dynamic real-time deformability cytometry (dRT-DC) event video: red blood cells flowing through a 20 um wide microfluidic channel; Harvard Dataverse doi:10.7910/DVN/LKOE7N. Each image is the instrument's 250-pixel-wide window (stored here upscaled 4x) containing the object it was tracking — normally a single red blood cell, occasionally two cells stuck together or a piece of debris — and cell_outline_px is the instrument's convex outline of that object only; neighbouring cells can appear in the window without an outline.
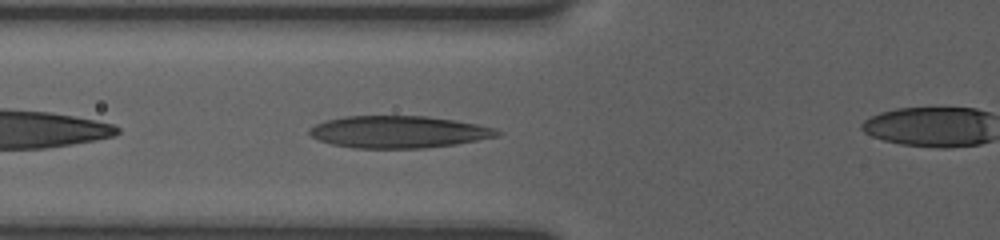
{"species": "human", "species_latin": "Homo sapiens", "temperature_condition": "room temperature", "stored_images_in_passage": 32, "camera_frame_rate_fps": 3000, "um_per_image_px": 0.085, "donor": {"sex": "female"}, "frame": {"image": 1, "passage_image": 4, "time_ms": 1.0, "image_size_px": [1000, 240], "cell_outline_px": [[500, 136], [456, 144], [424, 148], [352, 148], [332, 144], [316, 140], [308, 132], [308, 128], [316, 124], [328, 120], [344, 116], [424, 116], [452, 120], [476, 124], [492, 128], [500, 132]], "centroid_in_image_um": [33.82, 11.22], "position_along_channel_um": 92.0, "area_um2": 34.97}}
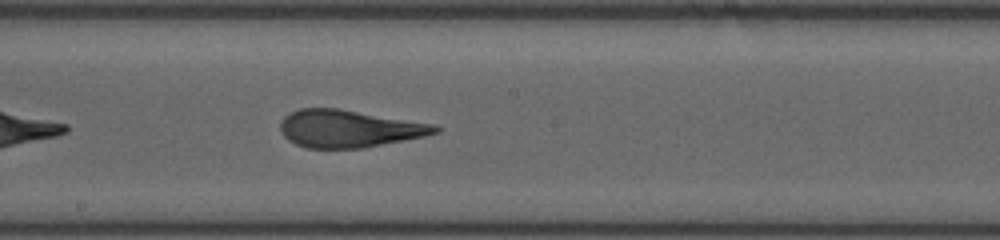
{"frame": {"image": 2, "passage_image": 14, "time_ms": 4.333, "image_size_px": [1000, 240], "cell_outline_px": [[440, 132], [424, 136], [364, 148], [308, 148], [296, 144], [288, 140], [280, 132], [280, 120], [284, 116], [300, 108], [336, 108], [436, 124], [440, 128]], "centroid_in_image_um": [29.65, 10.93], "position_along_channel_um": 218.5, "area_um2": 33.76}}
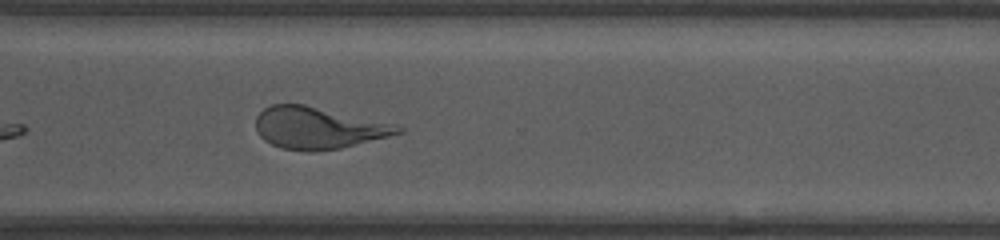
{"frame": {"image": 3, "passage_image": 24, "time_ms": 7.667, "image_size_px": [1000, 240], "cell_outline_px": [[404, 132], [340, 148], [312, 152], [280, 148], [264, 140], [260, 136], [256, 128], [256, 116], [264, 108], [272, 104], [304, 104], [396, 124], [404, 128]], "centroid_in_image_um": [27.03, 10.87], "position_along_channel_um": 343.6, "area_um2": 34.51}}